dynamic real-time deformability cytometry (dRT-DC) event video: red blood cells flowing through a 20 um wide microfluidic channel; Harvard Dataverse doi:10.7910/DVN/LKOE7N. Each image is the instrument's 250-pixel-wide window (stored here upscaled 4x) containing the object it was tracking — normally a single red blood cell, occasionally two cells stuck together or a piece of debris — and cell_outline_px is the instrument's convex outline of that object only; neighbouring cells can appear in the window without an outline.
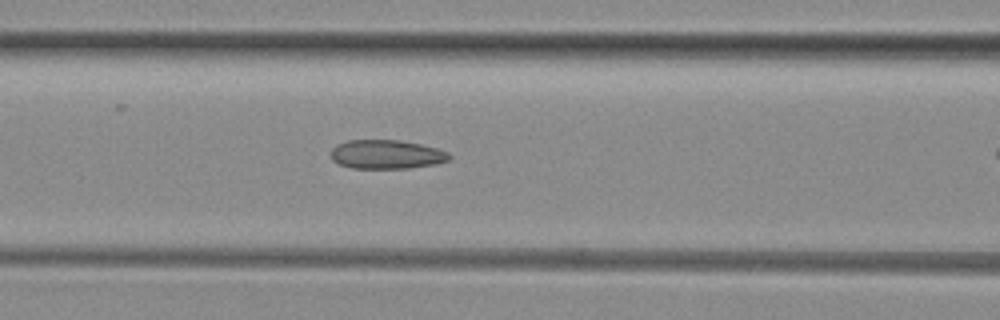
{"species": "common noctule bat (a hibernating species)", "species_latin": "Nyctalus noctula", "temperature_condition": "room temperature", "stored_images_in_passage": 24, "camera_frame_rate_fps": 3000, "um_per_image_px": 0.085, "animal": {"sex": "female", "body_mass_g": 29.2, "forearm_length_mm": 56.3}, "frame": {"image": 1, "passage_image": 17, "time_ms": 5.333, "image_size_px": [1000, 320], "cell_outline_px": [[452, 156], [448, 160], [436, 164], [408, 168], [352, 168], [340, 164], [332, 160], [332, 148], [336, 144], [348, 140], [400, 140], [420, 144], [436, 148], [448, 152]], "centroid_in_image_um": [32.85, 13.12], "position_along_channel_um": 133.7, "area_um2": 19.94}}